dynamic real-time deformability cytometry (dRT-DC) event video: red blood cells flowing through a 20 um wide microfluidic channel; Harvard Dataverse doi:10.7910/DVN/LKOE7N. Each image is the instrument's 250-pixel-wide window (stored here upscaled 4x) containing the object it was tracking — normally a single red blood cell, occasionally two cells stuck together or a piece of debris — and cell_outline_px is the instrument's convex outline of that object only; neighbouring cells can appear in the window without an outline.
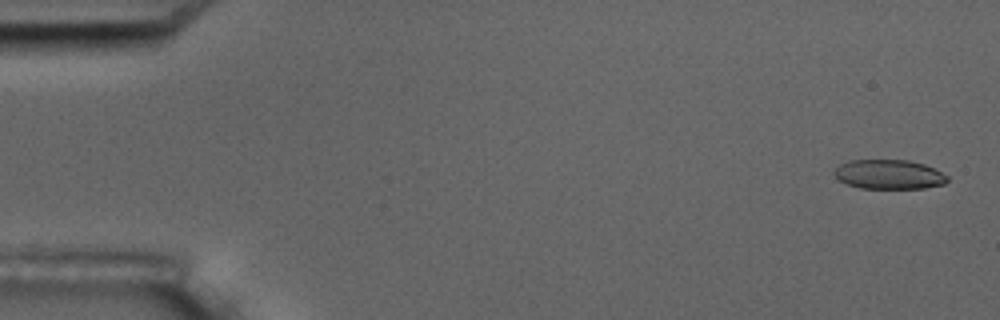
{"species": "common noctule bat (a hibernating species)", "species_latin": "Nyctalus noctula", "temperature_condition": "room temperature", "stored_images_in_passage": 4, "camera_frame_rate_fps": 3000, "um_per_image_px": 0.085, "animal": {"sex": "male", "body_mass_g": 17.5, "forearm_length_mm": 52.3}, "frame": {"image": 1, "passage_image": 1, "time_ms": 0.0, "image_size_px": [1000, 320], "cell_outline_px": [[948, 180], [944, 184], [924, 188], [860, 188], [848, 184], [840, 180], [832, 172], [840, 164], [848, 160], [908, 160], [924, 164], [948, 176]], "centroid_in_image_um": [75.55, 14.82], "position_along_channel_um": 9.5, "area_um2": 19.25}}